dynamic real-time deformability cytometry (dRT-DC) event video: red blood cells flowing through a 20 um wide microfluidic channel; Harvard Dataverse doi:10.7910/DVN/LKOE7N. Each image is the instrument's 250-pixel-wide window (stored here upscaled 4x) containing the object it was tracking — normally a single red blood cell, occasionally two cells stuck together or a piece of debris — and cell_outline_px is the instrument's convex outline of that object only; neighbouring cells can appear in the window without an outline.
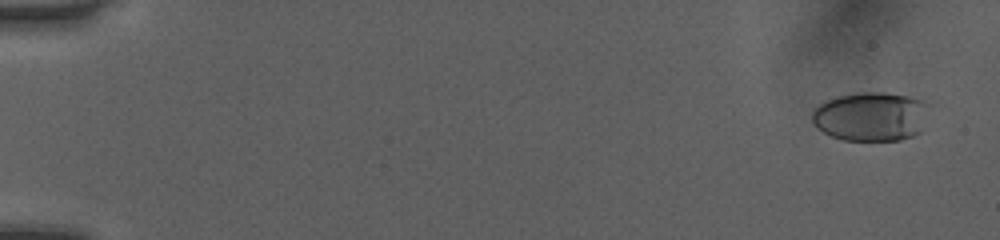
{"species": "human", "species_latin": "Homo sapiens", "temperature_condition": "room temperature", "stored_images_in_passage": 33, "camera_frame_rate_fps": 3000, "um_per_image_px": 0.085, "donor": {"sex": "female"}, "frame": {"image": 1, "passage_image": 2, "time_ms": 0.333, "image_size_px": [1000, 240], "cell_outline_px": [[936, 104], [924, 132], [900, 140], [844, 140], [832, 136], [816, 128], [812, 120], [812, 112], [824, 100], [836, 96], [856, 92], [884, 92], [908, 96], [924, 100]], "centroid_in_image_um": [74.19, 9.88], "position_along_channel_um": 10.8, "area_um2": 34.91}}
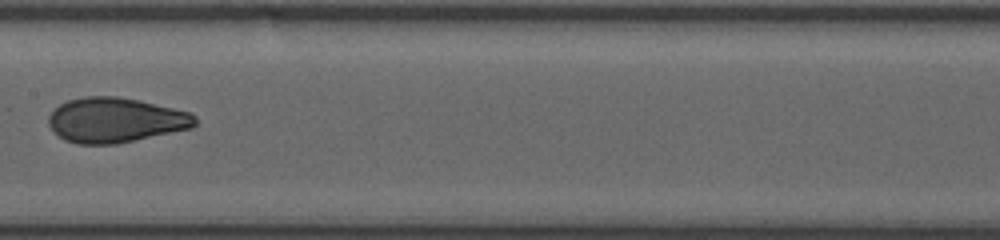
{"frame": {"image": 2, "passage_image": 19, "time_ms": 6.0, "image_size_px": [1000, 240], "cell_outline_px": [[196, 124], [192, 128], [116, 144], [76, 144], [64, 140], [52, 132], [48, 124], [48, 116], [60, 104], [68, 100], [84, 96], [116, 96], [140, 100], [192, 112], [196, 116]], "centroid_in_image_um": [9.81, 10.21], "position_along_channel_um": 197.6, "area_um2": 38.67}}
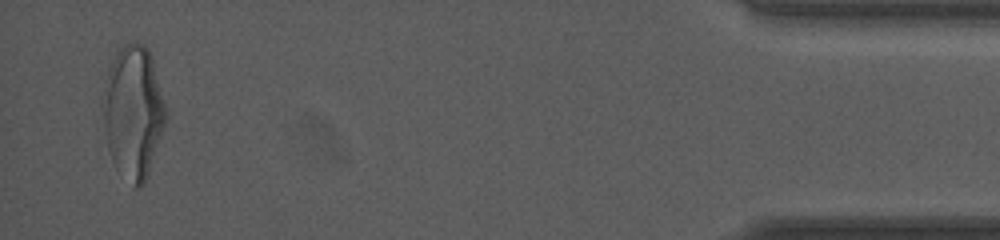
{"frame": {"image": 3, "passage_image": 33, "time_ms": 10.667, "image_size_px": [1000, 240], "cell_outline_px": [[168, 120], [144, 184], [140, 188], [136, 188], [112, 160], [108, 148], [104, 128], [100, 100], [104, 80], [112, 60], [120, 48], [124, 44], [144, 44], [148, 48], [152, 60], [168, 112]], "centroid_in_image_um": [11.32, 9.5], "position_along_channel_um": 423.9, "area_um2": 48.78}}